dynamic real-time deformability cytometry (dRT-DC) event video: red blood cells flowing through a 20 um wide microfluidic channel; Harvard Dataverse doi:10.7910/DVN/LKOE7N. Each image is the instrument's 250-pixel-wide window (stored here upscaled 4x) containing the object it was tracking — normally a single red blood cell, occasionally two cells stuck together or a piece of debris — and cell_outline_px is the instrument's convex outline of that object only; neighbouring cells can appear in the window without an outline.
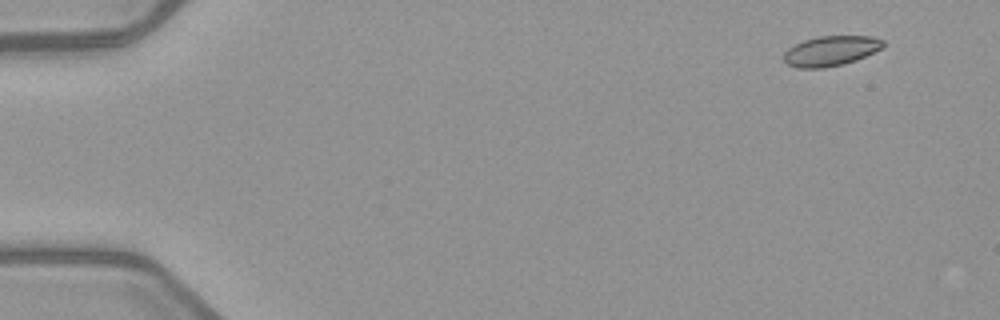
{"species": "common noctule bat (a hibernating species)", "species_latin": "Nyctalus noctula", "temperature_condition": "warm", "stored_images_in_passage": 4, "camera_frame_rate_fps": 3000, "um_per_image_px": 0.085, "animal": {"sex": "female", "body_mass_g": 21.9}, "frame": {"image": 1, "passage_image": 1, "time_ms": 0.0, "image_size_px": [1000, 320], "cell_outline_px": [[884, 48], [856, 60], [844, 64], [824, 68], [796, 68], [788, 64], [784, 60], [784, 52], [788, 48], [804, 40], [820, 36], [872, 36], [884, 40]], "centroid_in_image_um": [70.64, 4.33], "position_along_channel_um": 14.4, "area_um2": 17.46}}